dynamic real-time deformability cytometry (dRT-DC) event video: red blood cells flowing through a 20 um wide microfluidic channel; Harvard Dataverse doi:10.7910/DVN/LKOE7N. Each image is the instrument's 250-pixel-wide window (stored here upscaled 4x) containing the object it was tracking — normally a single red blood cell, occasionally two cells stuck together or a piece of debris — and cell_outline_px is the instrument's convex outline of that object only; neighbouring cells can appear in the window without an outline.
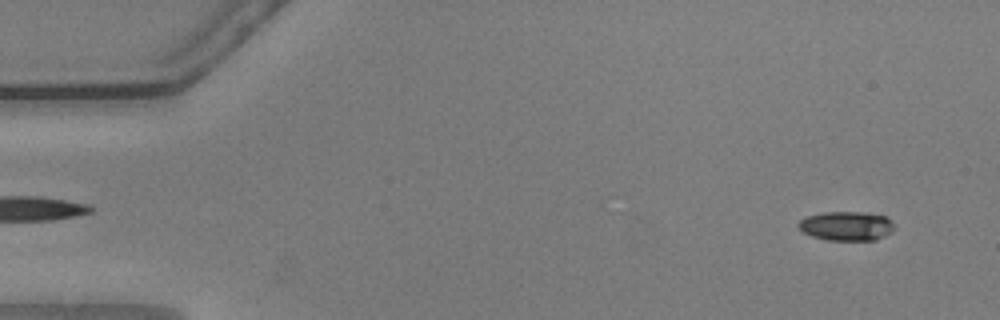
{"species": "common noctule bat (a hibernating species)", "species_latin": "Nyctalus noctula", "temperature_condition": "warm", "stored_images_in_passage": 55, "camera_frame_rate_fps": 3000, "um_per_image_px": 0.085, "animal": {"sex": "male", "body_mass_g": 20.5, "forearm_length_mm": 52.5}, "frame": {"image": 1, "passage_image": 2, "time_ms": 0.333, "image_size_px": [1000, 320], "cell_outline_px": [[896, 228], [892, 232], [876, 240], [828, 240], [812, 236], [804, 232], [796, 224], [804, 216], [824, 212], [860, 212], [888, 216], [892, 220]], "centroid_in_image_um": [71.98, 19.2], "position_along_channel_um": 13.0, "area_um2": 16.53}}
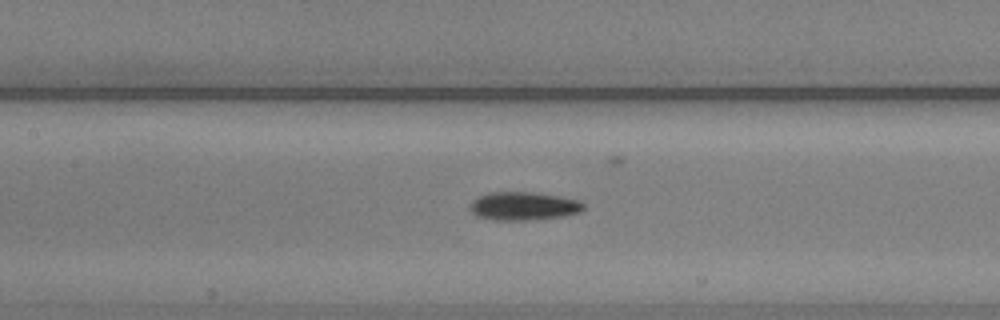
{"frame": {"image": 2, "passage_image": 24, "time_ms": 7.667, "image_size_px": [1000, 320], "cell_outline_px": [[584, 208], [580, 212], [560, 216], [536, 220], [496, 220], [476, 216], [468, 208], [468, 204], [472, 200], [488, 192], [532, 192], [580, 200], [584, 204]], "centroid_in_image_um": [44.45, 17.52], "position_along_channel_um": 162.9, "area_um2": 18.79}}
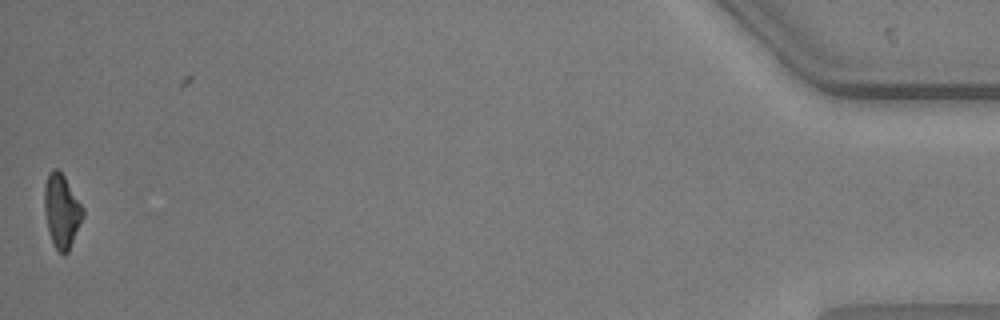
{"frame": {"image": 3, "passage_image": 54, "time_ms": 17.667, "image_size_px": [1000, 320], "cell_outline_px": [[84, 216], [68, 252], [64, 256], [56, 248], [48, 232], [44, 208], [44, 188], [48, 176], [52, 168], [56, 168], [64, 176], [84, 208]], "centroid_in_image_um": [5.25, 17.94], "position_along_channel_um": 430.0, "area_um2": 16.42}, "authors_computed_cell_mechanics": {"area_um2": 17.5134, "velocity_mm_per_s": 3.6291, "shape_relaxation_time_tau1_ms": 3.2403, "shape_relaxation_time_tau2_ms": 4.8197, "deformation_change_tau1": 0.1421, "deformation_change_tau2": 0.0954}}